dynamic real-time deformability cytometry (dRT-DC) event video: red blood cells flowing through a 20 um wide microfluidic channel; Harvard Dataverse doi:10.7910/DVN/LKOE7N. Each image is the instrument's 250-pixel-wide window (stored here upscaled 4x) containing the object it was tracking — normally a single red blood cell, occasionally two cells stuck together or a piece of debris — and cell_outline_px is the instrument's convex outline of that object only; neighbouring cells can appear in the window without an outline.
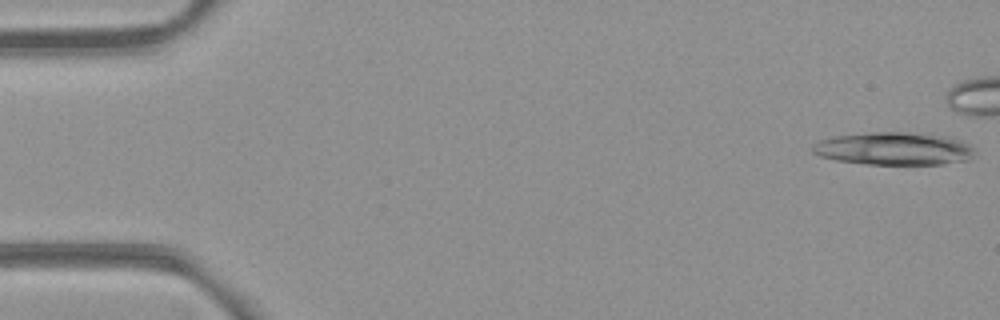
{"species": "common noctule bat (a hibernating species)", "species_latin": "Nyctalus noctula", "temperature_condition": "room temperature", "stored_images_in_passage": 18, "camera_frame_rate_fps": 3000, "um_per_image_px": 0.085, "animal": {"sex": "female", "body_mass_g": 21.9}, "frame": {"image": 1, "passage_image": 1, "time_ms": 0.0, "image_size_px": [1000, 320], "cell_outline_px": [[976, 152], [968, 160], [940, 164], [868, 164], [836, 160], [820, 156], [812, 152], [812, 144], [820, 140], [836, 136], [868, 132], [900, 132], [948, 136], [960, 140], [968, 144]], "centroid_in_image_um": [75.97, 12.63], "position_along_channel_um": 9.0, "area_um2": 30.87}}